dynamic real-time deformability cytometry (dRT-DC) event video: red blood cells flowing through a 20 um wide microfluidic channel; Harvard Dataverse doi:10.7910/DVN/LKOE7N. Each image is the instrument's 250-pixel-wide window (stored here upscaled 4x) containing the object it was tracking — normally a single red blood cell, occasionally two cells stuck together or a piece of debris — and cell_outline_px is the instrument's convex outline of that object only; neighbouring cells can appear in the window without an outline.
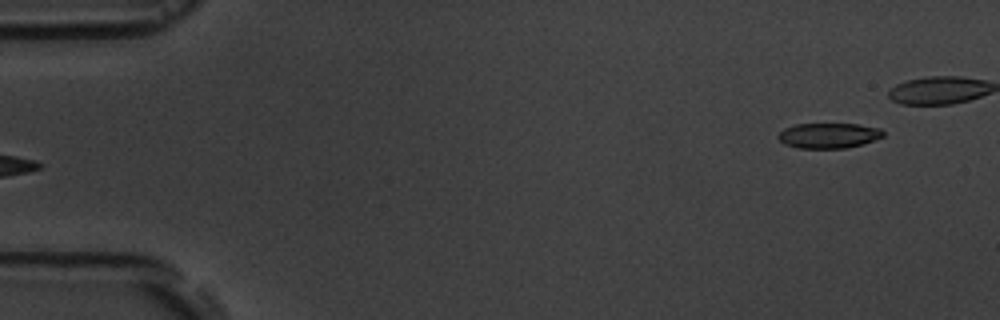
{"species": "common noctule bat (a hibernating species)", "species_latin": "Nyctalus noctula", "temperature_condition": "room temperature", "stored_images_in_passage": 2, "camera_frame_rate_fps": 3000, "um_per_image_px": 0.085, "animal": {"sex": "male", "body_mass_g": 19.5, "forearm_length_mm": 54.6}, "frame": {"image": 1, "passage_image": 2, "time_ms": 1.0, "image_size_px": [1000, 320], "cell_outline_px": [[884, 136], [864, 144], [844, 148], [796, 148], [784, 144], [776, 136], [784, 128], [796, 124], [860, 124], [880, 128], [884, 132]], "centroid_in_image_um": [70.44, 11.52], "position_along_channel_um": 14.6, "area_um2": 15.55}}